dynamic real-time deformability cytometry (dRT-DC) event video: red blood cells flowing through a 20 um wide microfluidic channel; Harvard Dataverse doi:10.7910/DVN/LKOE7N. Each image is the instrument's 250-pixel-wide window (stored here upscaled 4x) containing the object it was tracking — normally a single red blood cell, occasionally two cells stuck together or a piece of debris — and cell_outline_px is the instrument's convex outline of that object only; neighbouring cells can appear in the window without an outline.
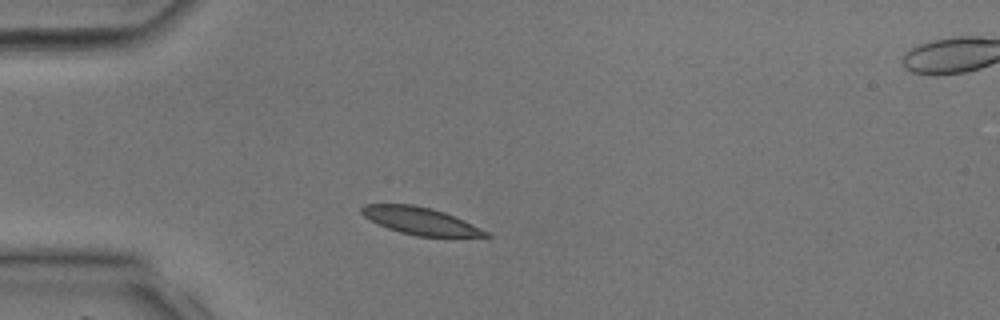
{"species": "common noctule bat (a hibernating species)", "species_latin": "Nyctalus noctula", "temperature_condition": "room temperature", "stored_images_in_passage": 33, "camera_frame_rate_fps": 3000, "um_per_image_px": 0.085, "animal": {"sex": "male", "body_mass_g": 17.9, "forearm_length_mm": 54.2}, "frame": {"image": 1, "passage_image": 5, "time_ms": 1.333, "image_size_px": [1000, 320], "cell_outline_px": [[492, 236], [416, 236], [400, 232], [388, 228], [364, 216], [360, 212], [360, 208], [364, 204], [412, 204], [432, 208], [444, 212], [464, 220], [488, 232]], "centroid_in_image_um": [35.7, 18.76], "position_along_channel_um": 49.3, "area_um2": 19.42}}
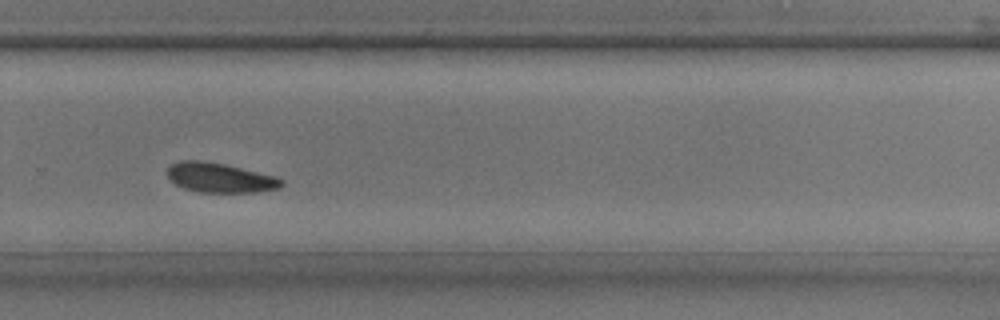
{"frame": {"image": 2, "passage_image": 21, "time_ms": 6.667, "image_size_px": [1000, 320], "cell_outline_px": [[284, 184], [280, 188], [256, 192], [200, 192], [184, 188], [176, 184], [168, 176], [168, 168], [172, 164], [180, 160], [200, 160], [224, 164], [276, 176], [284, 180]], "centroid_in_image_um": [18.73, 15.1], "position_along_channel_um": 311.1, "area_um2": 19.59}}
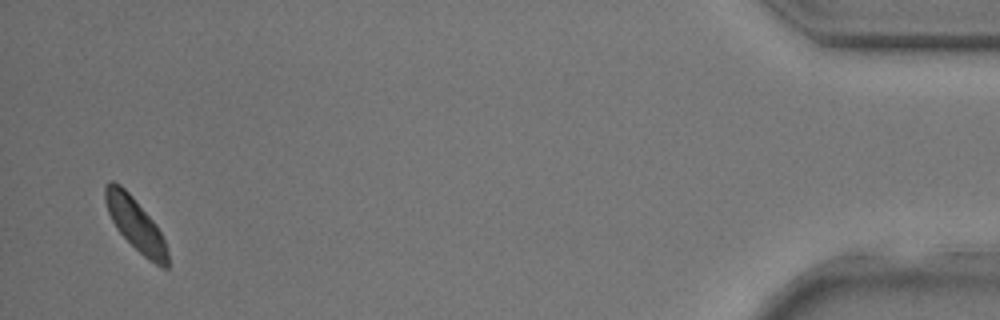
{"frame": {"image": 3, "passage_image": 32, "time_ms": 10.333, "image_size_px": [1000, 320], "cell_outline_px": [[168, 268], [164, 268], [148, 260], [116, 228], [108, 212], [104, 200], [104, 188], [112, 180], [120, 184], [132, 196], [156, 224], [164, 240], [168, 252]], "centroid_in_image_um": [11.52, 19.05], "position_along_channel_um": 423.7, "area_um2": 18.79}}